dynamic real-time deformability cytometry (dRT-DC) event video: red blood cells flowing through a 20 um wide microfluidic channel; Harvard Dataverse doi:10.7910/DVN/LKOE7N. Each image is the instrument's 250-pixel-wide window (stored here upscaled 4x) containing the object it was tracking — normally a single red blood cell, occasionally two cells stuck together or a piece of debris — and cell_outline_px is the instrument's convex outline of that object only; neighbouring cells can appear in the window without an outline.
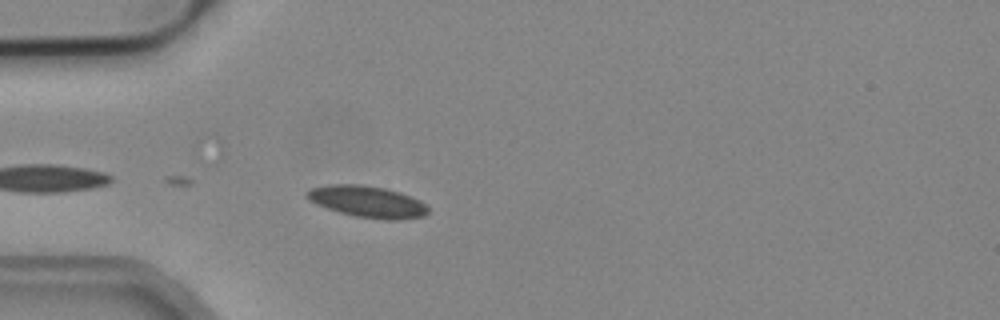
{"species": "common noctule bat (a hibernating species)", "species_latin": "Nyctalus noctula", "temperature_condition": "cold", "stored_images_in_passage": 5, "camera_frame_rate_fps": 3000, "um_per_image_px": 0.085, "animal": {"sex": "male", "body_mass_g": 19.2, "forearm_length_mm": 51.8}, "frame": {"image": 1, "passage_image": 5, "time_ms": 1.333, "image_size_px": [1000, 320], "cell_outline_px": [[428, 212], [424, 216], [400, 220], [384, 220], [356, 216], [340, 212], [316, 204], [308, 200], [304, 192], [312, 188], [332, 184], [360, 184], [384, 188], [400, 192], [420, 200], [428, 208]], "centroid_in_image_um": [31.23, 17.14], "position_along_channel_um": 53.8, "area_um2": 22.25}}